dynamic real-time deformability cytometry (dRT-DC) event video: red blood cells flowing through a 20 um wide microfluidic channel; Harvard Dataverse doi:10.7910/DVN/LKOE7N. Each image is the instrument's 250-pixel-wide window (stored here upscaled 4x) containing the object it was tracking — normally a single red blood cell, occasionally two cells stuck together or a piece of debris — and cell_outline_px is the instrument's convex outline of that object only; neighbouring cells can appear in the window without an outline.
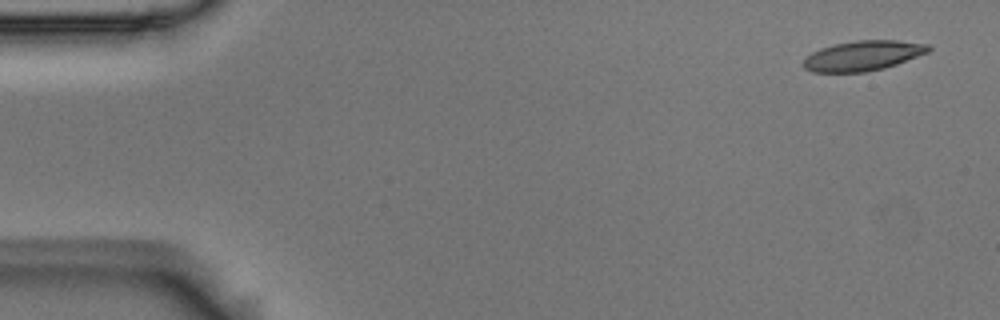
{"species": "Egyptian fruit bat (a non-hibernating species)", "species_latin": "Rousettus aegyptiacus", "temperature_condition": "room temperature", "stored_images_in_passage": 4, "camera_frame_rate_fps": 3000, "um_per_image_px": 0.085, "animal": {"sex": "male"}, "frame": {"image": 1, "passage_image": 1, "time_ms": 0.0, "image_size_px": [1000, 320], "cell_outline_px": [[932, 48], [928, 52], [896, 64], [884, 68], [864, 72], [812, 72], [804, 68], [804, 60], [812, 52], [820, 48], [836, 44], [856, 40], [896, 40], [928, 44]], "centroid_in_image_um": [73.35, 4.73], "position_along_channel_um": 11.6, "area_um2": 21.68}}
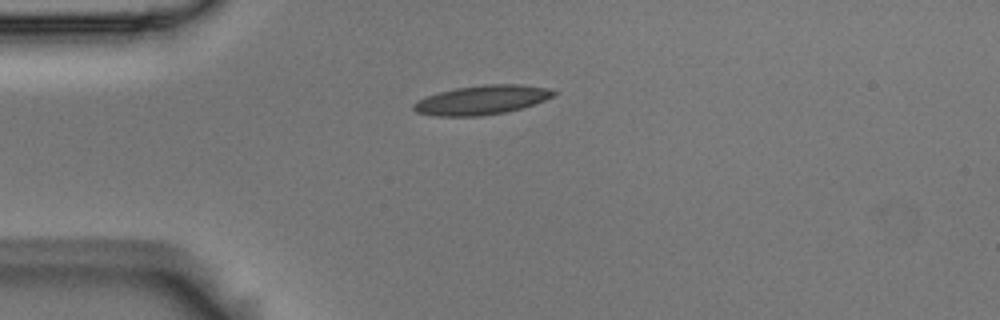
{"frame": {"image": 2, "passage_image": 4, "time_ms": 1.0, "image_size_px": [1000, 320], "cell_outline_px": [[556, 92], [552, 96], [544, 100], [520, 108], [504, 112], [480, 116], [436, 116], [416, 112], [412, 108], [412, 104], [428, 96], [440, 92], [456, 88], [484, 84], [520, 84], [548, 88]], "centroid_in_image_um": [40.93, 8.49], "position_along_channel_um": 44.1, "area_um2": 23.47}}